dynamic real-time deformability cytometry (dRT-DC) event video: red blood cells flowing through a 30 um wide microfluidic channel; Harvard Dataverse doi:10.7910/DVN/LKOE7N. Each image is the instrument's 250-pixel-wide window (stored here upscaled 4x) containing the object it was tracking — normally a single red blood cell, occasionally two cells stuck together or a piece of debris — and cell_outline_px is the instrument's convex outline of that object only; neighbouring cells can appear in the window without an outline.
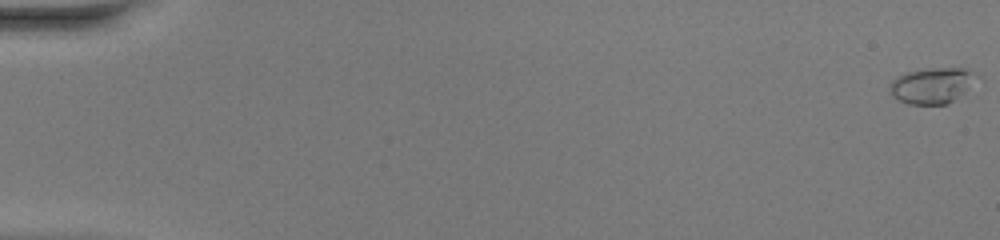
{"species": "common noctule bat (a hibernating species)", "species_latin": "Nyctalus noctula", "temperature_condition": "warm", "stored_images_in_passage": 51, "camera_frame_rate_fps": 3000, "um_per_image_px": 0.085, "animal": {"sex": "female", "body_mass_g": 20.0, "forearm_length_mm": 54.0}, "frame": {"image": 1, "passage_image": 1, "time_ms": 0.0, "image_size_px": [1000, 240], "cell_outline_px": [[984, 80], [948, 104], [908, 104], [896, 100], [892, 96], [888, 88], [888, 84], [896, 76], [908, 72], [924, 68], [968, 68], [980, 76]], "centroid_in_image_um": [79.31, 7.26], "position_along_channel_um": 5.7, "area_um2": 19.07}}
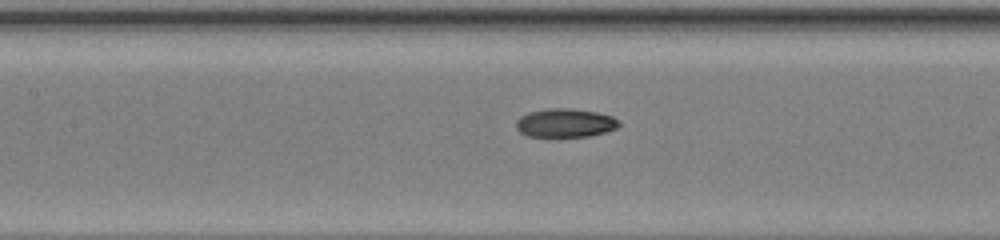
{"frame": {"image": 2, "passage_image": 25, "time_ms": 8.0, "image_size_px": [1000, 240], "cell_outline_px": [[620, 124], [616, 128], [608, 132], [588, 136], [552, 140], [548, 140], [528, 136], [520, 132], [516, 128], [516, 120], [520, 116], [528, 112], [548, 108], [568, 108], [596, 112], [612, 116], [620, 120]], "centroid_in_image_um": [48.0, 10.5], "position_along_channel_um": 159.4, "area_um2": 18.15}}
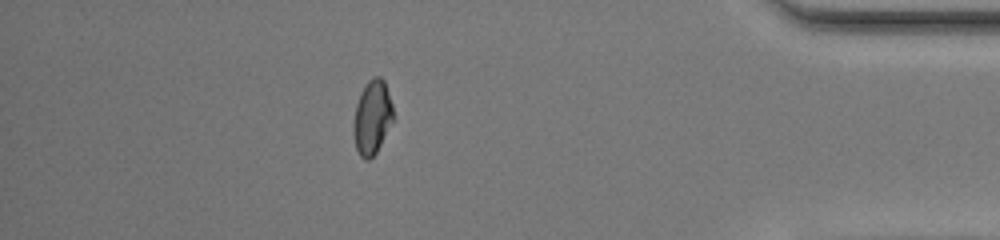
{"frame": {"image": 3, "passage_image": 45, "time_ms": 14.667, "image_size_px": [1000, 240], "cell_outline_px": [[392, 120], [376, 152], [368, 160], [364, 160], [360, 156], [356, 148], [352, 132], [352, 124], [356, 104], [364, 84], [372, 76], [380, 76], [384, 80], [392, 104]], "centroid_in_image_um": [31.59, 9.95], "position_along_channel_um": 403.6, "area_um2": 17.05}, "authors_computed_cell_mechanics": {"area_um2": 17.1088, "velocity_mm_per_s": 4.2283, "shape_relaxation_time_tau1_ms": 4.1831, "shape_relaxation_time_tau2_ms": 1.425, "deformation_change_tau1": 0.1957, "deformation_change_tau2": 0.0554}}